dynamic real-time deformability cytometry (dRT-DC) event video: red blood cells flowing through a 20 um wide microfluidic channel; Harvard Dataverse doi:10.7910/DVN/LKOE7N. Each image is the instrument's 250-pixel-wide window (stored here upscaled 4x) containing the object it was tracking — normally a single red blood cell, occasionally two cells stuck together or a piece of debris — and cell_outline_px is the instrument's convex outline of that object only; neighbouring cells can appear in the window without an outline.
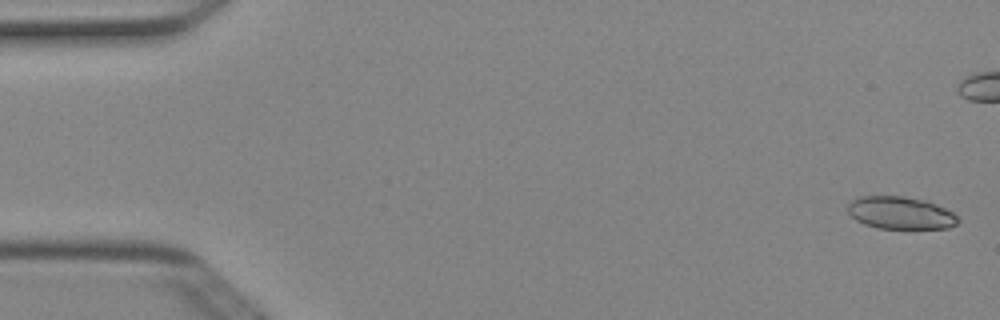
{"species": "Egyptian fruit bat (a non-hibernating species)", "species_latin": "Rousettus aegyptiacus", "temperature_condition": "cold", "stored_images_in_passage": 52, "camera_frame_rate_fps": 3000, "um_per_image_px": 0.085, "animal": {"sex": "female"}, "frame": {"image": 1, "passage_image": 2, "time_ms": 0.333, "image_size_px": [1000, 320], "cell_outline_px": [[960, 220], [956, 224], [948, 228], [876, 228], [864, 224], [856, 220], [848, 212], [848, 204], [852, 200], [860, 196], [904, 196], [924, 200], [936, 204], [952, 212]], "centroid_in_image_um": [76.53, 18.09], "position_along_channel_um": 8.5, "area_um2": 20.75}}
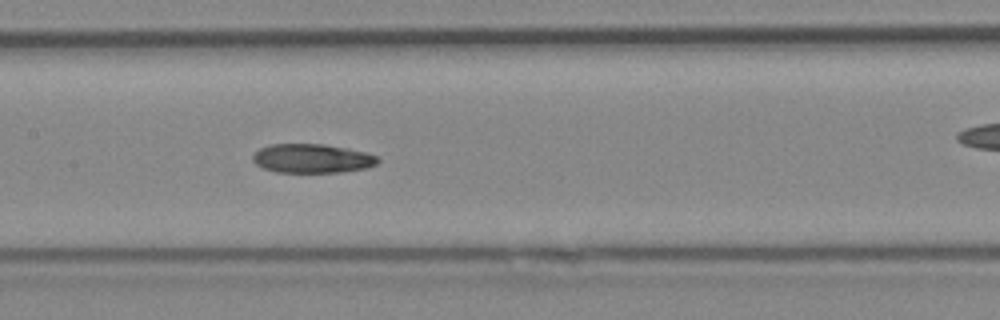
{"frame": {"image": 2, "passage_image": 25, "time_ms": 8.0, "image_size_px": [1000, 320], "cell_outline_px": [[380, 160], [376, 164], [368, 168], [340, 172], [276, 172], [264, 168], [256, 164], [252, 160], [252, 156], [260, 148], [272, 144], [324, 144], [348, 148], [368, 152], [376, 156]], "centroid_in_image_um": [26.56, 13.46], "position_along_channel_um": 180.8, "area_um2": 21.21}}
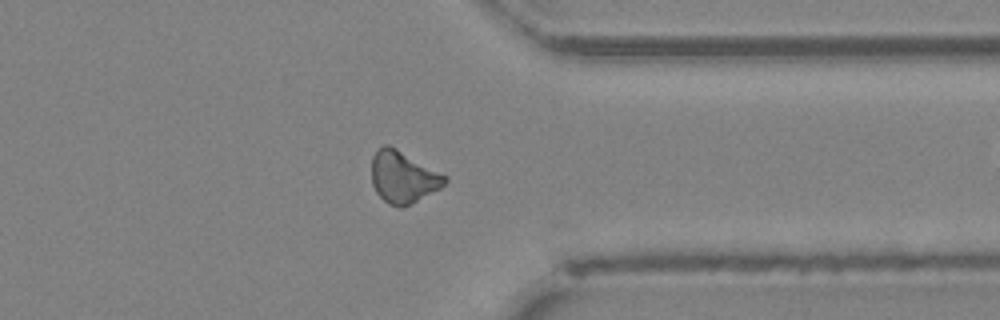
{"frame": {"image": 3, "passage_image": 40, "time_ms": 13.0, "image_size_px": [1000, 320], "cell_outline_px": [[448, 180], [440, 188], [400, 208], [388, 204], [376, 192], [372, 184], [372, 156], [384, 144], [388, 144], [396, 148], [448, 176]], "centroid_in_image_um": [34.25, 15.04], "position_along_channel_um": 377.1, "area_um2": 21.85}, "authors_computed_cell_mechanics": {"area_um2": 21.5883, "velocity_mm_per_s": 4.0265, "shape_relaxation_time_tau1_ms": null, "shape_relaxation_time_tau2_ms": 10.4504, "deformation_change_tau1": null, "deformation_change_tau2": 0.2077}}